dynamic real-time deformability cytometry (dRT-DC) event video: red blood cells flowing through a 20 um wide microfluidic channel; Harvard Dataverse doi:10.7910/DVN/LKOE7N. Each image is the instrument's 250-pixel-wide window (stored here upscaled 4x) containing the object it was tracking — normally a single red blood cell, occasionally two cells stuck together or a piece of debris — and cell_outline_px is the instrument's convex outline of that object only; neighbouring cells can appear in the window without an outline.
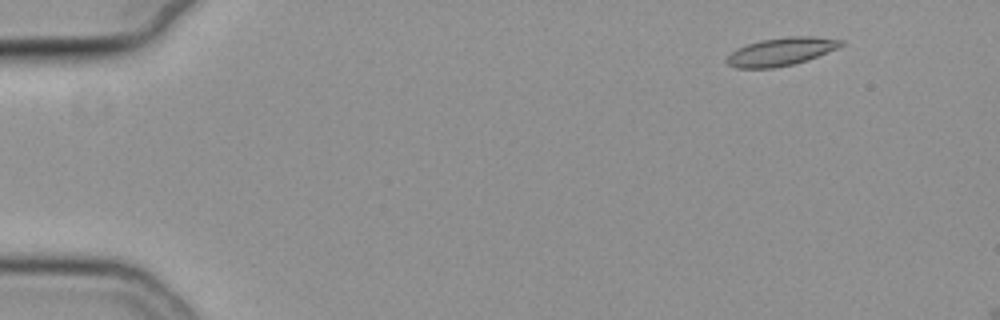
{"species": "common noctule bat (a hibernating species)", "species_latin": "Nyctalus noctula", "temperature_condition": "cold", "stored_images_in_passage": 8, "camera_frame_rate_fps": 3000, "um_per_image_px": 0.085, "animal": {"sex": "female", "body_mass_g": 19.3, "forearm_length_mm": 54.1}, "frame": {"image": 1, "passage_image": 4, "time_ms": 1.0, "image_size_px": [1000, 320], "cell_outline_px": [[844, 44], [840, 48], [808, 60], [792, 64], [772, 68], [736, 68], [728, 64], [724, 60], [736, 48], [760, 40], [788, 36], [812, 36], [844, 40]], "centroid_in_image_um": [66.42, 4.38], "position_along_channel_um": 18.6, "area_um2": 18.79}}